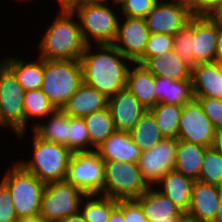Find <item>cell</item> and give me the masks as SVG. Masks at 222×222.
<instances>
[{
  "instance_id": "obj_1",
  "label": "cell",
  "mask_w": 222,
  "mask_h": 222,
  "mask_svg": "<svg viewBox=\"0 0 222 222\" xmlns=\"http://www.w3.org/2000/svg\"><path fill=\"white\" fill-rule=\"evenodd\" d=\"M80 62L83 83L97 89L106 98L126 88L127 72L132 62L113 44L86 45Z\"/></svg>"
},
{
  "instance_id": "obj_2",
  "label": "cell",
  "mask_w": 222,
  "mask_h": 222,
  "mask_svg": "<svg viewBox=\"0 0 222 222\" xmlns=\"http://www.w3.org/2000/svg\"><path fill=\"white\" fill-rule=\"evenodd\" d=\"M60 7L37 45L39 57L48 60H80L86 44L79 20L71 8Z\"/></svg>"
},
{
  "instance_id": "obj_3",
  "label": "cell",
  "mask_w": 222,
  "mask_h": 222,
  "mask_svg": "<svg viewBox=\"0 0 222 222\" xmlns=\"http://www.w3.org/2000/svg\"><path fill=\"white\" fill-rule=\"evenodd\" d=\"M111 4H113L112 7ZM65 6L71 8L77 15L86 45L114 43L120 19L117 2H86L66 4Z\"/></svg>"
},
{
  "instance_id": "obj_4",
  "label": "cell",
  "mask_w": 222,
  "mask_h": 222,
  "mask_svg": "<svg viewBox=\"0 0 222 222\" xmlns=\"http://www.w3.org/2000/svg\"><path fill=\"white\" fill-rule=\"evenodd\" d=\"M31 145L32 157L18 161L25 171L32 173L45 184L66 180L68 164L73 152L65 145L48 142L39 138L34 132Z\"/></svg>"
},
{
  "instance_id": "obj_5",
  "label": "cell",
  "mask_w": 222,
  "mask_h": 222,
  "mask_svg": "<svg viewBox=\"0 0 222 222\" xmlns=\"http://www.w3.org/2000/svg\"><path fill=\"white\" fill-rule=\"evenodd\" d=\"M83 84L80 60L44 59V77L41 90L55 109H62Z\"/></svg>"
},
{
  "instance_id": "obj_6",
  "label": "cell",
  "mask_w": 222,
  "mask_h": 222,
  "mask_svg": "<svg viewBox=\"0 0 222 222\" xmlns=\"http://www.w3.org/2000/svg\"><path fill=\"white\" fill-rule=\"evenodd\" d=\"M4 172L1 181L10 191L18 219L38 215L46 184L16 162Z\"/></svg>"
},
{
  "instance_id": "obj_7",
  "label": "cell",
  "mask_w": 222,
  "mask_h": 222,
  "mask_svg": "<svg viewBox=\"0 0 222 222\" xmlns=\"http://www.w3.org/2000/svg\"><path fill=\"white\" fill-rule=\"evenodd\" d=\"M104 172L103 196L131 200L139 198L149 189L137 163L104 161Z\"/></svg>"
},
{
  "instance_id": "obj_8",
  "label": "cell",
  "mask_w": 222,
  "mask_h": 222,
  "mask_svg": "<svg viewBox=\"0 0 222 222\" xmlns=\"http://www.w3.org/2000/svg\"><path fill=\"white\" fill-rule=\"evenodd\" d=\"M25 91L14 73L0 60V129L15 135L25 132Z\"/></svg>"
},
{
  "instance_id": "obj_9",
  "label": "cell",
  "mask_w": 222,
  "mask_h": 222,
  "mask_svg": "<svg viewBox=\"0 0 222 222\" xmlns=\"http://www.w3.org/2000/svg\"><path fill=\"white\" fill-rule=\"evenodd\" d=\"M85 193L67 180L48 183L40 206V215L50 222H61L80 211Z\"/></svg>"
},
{
  "instance_id": "obj_10",
  "label": "cell",
  "mask_w": 222,
  "mask_h": 222,
  "mask_svg": "<svg viewBox=\"0 0 222 222\" xmlns=\"http://www.w3.org/2000/svg\"><path fill=\"white\" fill-rule=\"evenodd\" d=\"M66 180L86 195H103L104 161L95 150L74 152L68 164Z\"/></svg>"
},
{
  "instance_id": "obj_11",
  "label": "cell",
  "mask_w": 222,
  "mask_h": 222,
  "mask_svg": "<svg viewBox=\"0 0 222 222\" xmlns=\"http://www.w3.org/2000/svg\"><path fill=\"white\" fill-rule=\"evenodd\" d=\"M177 145V138H164L151 150L141 153L137 164L148 187H155L169 171L174 170Z\"/></svg>"
},
{
  "instance_id": "obj_12",
  "label": "cell",
  "mask_w": 222,
  "mask_h": 222,
  "mask_svg": "<svg viewBox=\"0 0 222 222\" xmlns=\"http://www.w3.org/2000/svg\"><path fill=\"white\" fill-rule=\"evenodd\" d=\"M215 130L197 99L183 105L177 139L210 148Z\"/></svg>"
},
{
  "instance_id": "obj_13",
  "label": "cell",
  "mask_w": 222,
  "mask_h": 222,
  "mask_svg": "<svg viewBox=\"0 0 222 222\" xmlns=\"http://www.w3.org/2000/svg\"><path fill=\"white\" fill-rule=\"evenodd\" d=\"M192 16L186 0H168L155 3L145 21L150 33L174 36Z\"/></svg>"
},
{
  "instance_id": "obj_14",
  "label": "cell",
  "mask_w": 222,
  "mask_h": 222,
  "mask_svg": "<svg viewBox=\"0 0 222 222\" xmlns=\"http://www.w3.org/2000/svg\"><path fill=\"white\" fill-rule=\"evenodd\" d=\"M113 45L132 63H143V53L150 35L145 18L120 16Z\"/></svg>"
},
{
  "instance_id": "obj_15",
  "label": "cell",
  "mask_w": 222,
  "mask_h": 222,
  "mask_svg": "<svg viewBox=\"0 0 222 222\" xmlns=\"http://www.w3.org/2000/svg\"><path fill=\"white\" fill-rule=\"evenodd\" d=\"M109 111L116 130L130 132L148 110L127 89L108 99Z\"/></svg>"
},
{
  "instance_id": "obj_16",
  "label": "cell",
  "mask_w": 222,
  "mask_h": 222,
  "mask_svg": "<svg viewBox=\"0 0 222 222\" xmlns=\"http://www.w3.org/2000/svg\"><path fill=\"white\" fill-rule=\"evenodd\" d=\"M218 20L210 15H194L193 62L212 63L216 58Z\"/></svg>"
},
{
  "instance_id": "obj_17",
  "label": "cell",
  "mask_w": 222,
  "mask_h": 222,
  "mask_svg": "<svg viewBox=\"0 0 222 222\" xmlns=\"http://www.w3.org/2000/svg\"><path fill=\"white\" fill-rule=\"evenodd\" d=\"M221 187L195 181L185 217L195 222H213L218 210Z\"/></svg>"
},
{
  "instance_id": "obj_18",
  "label": "cell",
  "mask_w": 222,
  "mask_h": 222,
  "mask_svg": "<svg viewBox=\"0 0 222 222\" xmlns=\"http://www.w3.org/2000/svg\"><path fill=\"white\" fill-rule=\"evenodd\" d=\"M149 222H180L185 214L155 187L135 199Z\"/></svg>"
},
{
  "instance_id": "obj_19",
  "label": "cell",
  "mask_w": 222,
  "mask_h": 222,
  "mask_svg": "<svg viewBox=\"0 0 222 222\" xmlns=\"http://www.w3.org/2000/svg\"><path fill=\"white\" fill-rule=\"evenodd\" d=\"M95 151L103 161L137 163L142 151L134 144L129 132L115 130Z\"/></svg>"
},
{
  "instance_id": "obj_20",
  "label": "cell",
  "mask_w": 222,
  "mask_h": 222,
  "mask_svg": "<svg viewBox=\"0 0 222 222\" xmlns=\"http://www.w3.org/2000/svg\"><path fill=\"white\" fill-rule=\"evenodd\" d=\"M194 96L222 99V65L217 62L199 63L192 68Z\"/></svg>"
},
{
  "instance_id": "obj_21",
  "label": "cell",
  "mask_w": 222,
  "mask_h": 222,
  "mask_svg": "<svg viewBox=\"0 0 222 222\" xmlns=\"http://www.w3.org/2000/svg\"><path fill=\"white\" fill-rule=\"evenodd\" d=\"M195 180L176 170L169 171L155 188L169 198L185 215L189 210Z\"/></svg>"
},
{
  "instance_id": "obj_22",
  "label": "cell",
  "mask_w": 222,
  "mask_h": 222,
  "mask_svg": "<svg viewBox=\"0 0 222 222\" xmlns=\"http://www.w3.org/2000/svg\"><path fill=\"white\" fill-rule=\"evenodd\" d=\"M142 65L154 76L173 80H191L192 68L184 63L174 50L147 58Z\"/></svg>"
},
{
  "instance_id": "obj_23",
  "label": "cell",
  "mask_w": 222,
  "mask_h": 222,
  "mask_svg": "<svg viewBox=\"0 0 222 222\" xmlns=\"http://www.w3.org/2000/svg\"><path fill=\"white\" fill-rule=\"evenodd\" d=\"M107 106L108 98L97 89L83 83L61 110L70 117L83 118Z\"/></svg>"
},
{
  "instance_id": "obj_24",
  "label": "cell",
  "mask_w": 222,
  "mask_h": 222,
  "mask_svg": "<svg viewBox=\"0 0 222 222\" xmlns=\"http://www.w3.org/2000/svg\"><path fill=\"white\" fill-rule=\"evenodd\" d=\"M37 59V60H35ZM17 77L24 91L41 89L44 77V59L37 56L31 61L5 56L1 60Z\"/></svg>"
},
{
  "instance_id": "obj_25",
  "label": "cell",
  "mask_w": 222,
  "mask_h": 222,
  "mask_svg": "<svg viewBox=\"0 0 222 222\" xmlns=\"http://www.w3.org/2000/svg\"><path fill=\"white\" fill-rule=\"evenodd\" d=\"M126 88L147 109L158 104L154 91V75L142 64L132 63L127 72Z\"/></svg>"
},
{
  "instance_id": "obj_26",
  "label": "cell",
  "mask_w": 222,
  "mask_h": 222,
  "mask_svg": "<svg viewBox=\"0 0 222 222\" xmlns=\"http://www.w3.org/2000/svg\"><path fill=\"white\" fill-rule=\"evenodd\" d=\"M154 91L158 104L184 105L194 99L192 80H173L154 76Z\"/></svg>"
},
{
  "instance_id": "obj_27",
  "label": "cell",
  "mask_w": 222,
  "mask_h": 222,
  "mask_svg": "<svg viewBox=\"0 0 222 222\" xmlns=\"http://www.w3.org/2000/svg\"><path fill=\"white\" fill-rule=\"evenodd\" d=\"M206 149L207 147L178 139L174 170L195 181L199 180Z\"/></svg>"
},
{
  "instance_id": "obj_28",
  "label": "cell",
  "mask_w": 222,
  "mask_h": 222,
  "mask_svg": "<svg viewBox=\"0 0 222 222\" xmlns=\"http://www.w3.org/2000/svg\"><path fill=\"white\" fill-rule=\"evenodd\" d=\"M23 106L25 116V132L14 136L17 138V140L19 138V141L21 140V142L27 134L29 120L31 121V124L33 123L31 127L32 130L37 124L40 123V120H44L47 116L56 110L41 89L25 91L23 97ZM36 119L38 120L37 122L34 121Z\"/></svg>"
},
{
  "instance_id": "obj_29",
  "label": "cell",
  "mask_w": 222,
  "mask_h": 222,
  "mask_svg": "<svg viewBox=\"0 0 222 222\" xmlns=\"http://www.w3.org/2000/svg\"><path fill=\"white\" fill-rule=\"evenodd\" d=\"M43 122L37 124L31 131L39 138L68 147L69 116L61 109H56Z\"/></svg>"
},
{
  "instance_id": "obj_30",
  "label": "cell",
  "mask_w": 222,
  "mask_h": 222,
  "mask_svg": "<svg viewBox=\"0 0 222 222\" xmlns=\"http://www.w3.org/2000/svg\"><path fill=\"white\" fill-rule=\"evenodd\" d=\"M90 140V151L95 150L116 129L109 108L95 111L83 117Z\"/></svg>"
},
{
  "instance_id": "obj_31",
  "label": "cell",
  "mask_w": 222,
  "mask_h": 222,
  "mask_svg": "<svg viewBox=\"0 0 222 222\" xmlns=\"http://www.w3.org/2000/svg\"><path fill=\"white\" fill-rule=\"evenodd\" d=\"M134 144L143 152L151 150L165 137L161 134L153 114L147 110L129 132Z\"/></svg>"
},
{
  "instance_id": "obj_32",
  "label": "cell",
  "mask_w": 222,
  "mask_h": 222,
  "mask_svg": "<svg viewBox=\"0 0 222 222\" xmlns=\"http://www.w3.org/2000/svg\"><path fill=\"white\" fill-rule=\"evenodd\" d=\"M118 200L100 194L85 195L80 212L87 222H107Z\"/></svg>"
},
{
  "instance_id": "obj_33",
  "label": "cell",
  "mask_w": 222,
  "mask_h": 222,
  "mask_svg": "<svg viewBox=\"0 0 222 222\" xmlns=\"http://www.w3.org/2000/svg\"><path fill=\"white\" fill-rule=\"evenodd\" d=\"M183 105L161 103L148 109L165 138H177Z\"/></svg>"
},
{
  "instance_id": "obj_34",
  "label": "cell",
  "mask_w": 222,
  "mask_h": 222,
  "mask_svg": "<svg viewBox=\"0 0 222 222\" xmlns=\"http://www.w3.org/2000/svg\"><path fill=\"white\" fill-rule=\"evenodd\" d=\"M193 40H194V15L189 21L174 35L173 50L177 56L191 68L195 66L193 62Z\"/></svg>"
},
{
  "instance_id": "obj_35",
  "label": "cell",
  "mask_w": 222,
  "mask_h": 222,
  "mask_svg": "<svg viewBox=\"0 0 222 222\" xmlns=\"http://www.w3.org/2000/svg\"><path fill=\"white\" fill-rule=\"evenodd\" d=\"M198 181L222 187V155L212 147L207 148L204 153Z\"/></svg>"
},
{
  "instance_id": "obj_36",
  "label": "cell",
  "mask_w": 222,
  "mask_h": 222,
  "mask_svg": "<svg viewBox=\"0 0 222 222\" xmlns=\"http://www.w3.org/2000/svg\"><path fill=\"white\" fill-rule=\"evenodd\" d=\"M68 148L74 152L90 151V140L83 118L69 116Z\"/></svg>"
},
{
  "instance_id": "obj_37",
  "label": "cell",
  "mask_w": 222,
  "mask_h": 222,
  "mask_svg": "<svg viewBox=\"0 0 222 222\" xmlns=\"http://www.w3.org/2000/svg\"><path fill=\"white\" fill-rule=\"evenodd\" d=\"M174 36L164 33H150L143 53V62L160 53L173 50Z\"/></svg>"
},
{
  "instance_id": "obj_38",
  "label": "cell",
  "mask_w": 222,
  "mask_h": 222,
  "mask_svg": "<svg viewBox=\"0 0 222 222\" xmlns=\"http://www.w3.org/2000/svg\"><path fill=\"white\" fill-rule=\"evenodd\" d=\"M120 16L145 18L155 5L153 0H118Z\"/></svg>"
},
{
  "instance_id": "obj_39",
  "label": "cell",
  "mask_w": 222,
  "mask_h": 222,
  "mask_svg": "<svg viewBox=\"0 0 222 222\" xmlns=\"http://www.w3.org/2000/svg\"><path fill=\"white\" fill-rule=\"evenodd\" d=\"M194 98L199 101L215 129H222V99L205 96H194Z\"/></svg>"
},
{
  "instance_id": "obj_40",
  "label": "cell",
  "mask_w": 222,
  "mask_h": 222,
  "mask_svg": "<svg viewBox=\"0 0 222 222\" xmlns=\"http://www.w3.org/2000/svg\"><path fill=\"white\" fill-rule=\"evenodd\" d=\"M18 217L13 206L10 191L8 187L0 182V222H17Z\"/></svg>"
},
{
  "instance_id": "obj_41",
  "label": "cell",
  "mask_w": 222,
  "mask_h": 222,
  "mask_svg": "<svg viewBox=\"0 0 222 222\" xmlns=\"http://www.w3.org/2000/svg\"><path fill=\"white\" fill-rule=\"evenodd\" d=\"M123 216L125 222H149L135 199L123 200Z\"/></svg>"
},
{
  "instance_id": "obj_42",
  "label": "cell",
  "mask_w": 222,
  "mask_h": 222,
  "mask_svg": "<svg viewBox=\"0 0 222 222\" xmlns=\"http://www.w3.org/2000/svg\"><path fill=\"white\" fill-rule=\"evenodd\" d=\"M222 0H186L193 15H210Z\"/></svg>"
},
{
  "instance_id": "obj_43",
  "label": "cell",
  "mask_w": 222,
  "mask_h": 222,
  "mask_svg": "<svg viewBox=\"0 0 222 222\" xmlns=\"http://www.w3.org/2000/svg\"><path fill=\"white\" fill-rule=\"evenodd\" d=\"M107 222H125L123 216V200H118L117 207L111 212Z\"/></svg>"
},
{
  "instance_id": "obj_44",
  "label": "cell",
  "mask_w": 222,
  "mask_h": 222,
  "mask_svg": "<svg viewBox=\"0 0 222 222\" xmlns=\"http://www.w3.org/2000/svg\"><path fill=\"white\" fill-rule=\"evenodd\" d=\"M215 62L222 65V22L218 21V36L216 41Z\"/></svg>"
},
{
  "instance_id": "obj_45",
  "label": "cell",
  "mask_w": 222,
  "mask_h": 222,
  "mask_svg": "<svg viewBox=\"0 0 222 222\" xmlns=\"http://www.w3.org/2000/svg\"><path fill=\"white\" fill-rule=\"evenodd\" d=\"M211 147L222 155V129L215 130L214 140Z\"/></svg>"
},
{
  "instance_id": "obj_46",
  "label": "cell",
  "mask_w": 222,
  "mask_h": 222,
  "mask_svg": "<svg viewBox=\"0 0 222 222\" xmlns=\"http://www.w3.org/2000/svg\"><path fill=\"white\" fill-rule=\"evenodd\" d=\"M17 222H50L45 217H42L40 214L30 217L19 218Z\"/></svg>"
},
{
  "instance_id": "obj_47",
  "label": "cell",
  "mask_w": 222,
  "mask_h": 222,
  "mask_svg": "<svg viewBox=\"0 0 222 222\" xmlns=\"http://www.w3.org/2000/svg\"><path fill=\"white\" fill-rule=\"evenodd\" d=\"M61 222H87L81 212L70 215L69 217L63 219Z\"/></svg>"
},
{
  "instance_id": "obj_48",
  "label": "cell",
  "mask_w": 222,
  "mask_h": 222,
  "mask_svg": "<svg viewBox=\"0 0 222 222\" xmlns=\"http://www.w3.org/2000/svg\"><path fill=\"white\" fill-rule=\"evenodd\" d=\"M210 16H211L213 19L222 22V1H221V3L217 6V8L210 14Z\"/></svg>"
},
{
  "instance_id": "obj_49",
  "label": "cell",
  "mask_w": 222,
  "mask_h": 222,
  "mask_svg": "<svg viewBox=\"0 0 222 222\" xmlns=\"http://www.w3.org/2000/svg\"><path fill=\"white\" fill-rule=\"evenodd\" d=\"M213 222H222V187H221V193H220V198L218 202L217 214Z\"/></svg>"
},
{
  "instance_id": "obj_50",
  "label": "cell",
  "mask_w": 222,
  "mask_h": 222,
  "mask_svg": "<svg viewBox=\"0 0 222 222\" xmlns=\"http://www.w3.org/2000/svg\"><path fill=\"white\" fill-rule=\"evenodd\" d=\"M108 0H70L67 4L86 3V2H106Z\"/></svg>"
},
{
  "instance_id": "obj_51",
  "label": "cell",
  "mask_w": 222,
  "mask_h": 222,
  "mask_svg": "<svg viewBox=\"0 0 222 222\" xmlns=\"http://www.w3.org/2000/svg\"><path fill=\"white\" fill-rule=\"evenodd\" d=\"M70 0H57L59 6H65Z\"/></svg>"
},
{
  "instance_id": "obj_52",
  "label": "cell",
  "mask_w": 222,
  "mask_h": 222,
  "mask_svg": "<svg viewBox=\"0 0 222 222\" xmlns=\"http://www.w3.org/2000/svg\"><path fill=\"white\" fill-rule=\"evenodd\" d=\"M180 222H195V221L188 219L187 217H184Z\"/></svg>"
},
{
  "instance_id": "obj_53",
  "label": "cell",
  "mask_w": 222,
  "mask_h": 222,
  "mask_svg": "<svg viewBox=\"0 0 222 222\" xmlns=\"http://www.w3.org/2000/svg\"><path fill=\"white\" fill-rule=\"evenodd\" d=\"M153 1H155L156 3H158V2H165V1H168V0H153Z\"/></svg>"
}]
</instances>
